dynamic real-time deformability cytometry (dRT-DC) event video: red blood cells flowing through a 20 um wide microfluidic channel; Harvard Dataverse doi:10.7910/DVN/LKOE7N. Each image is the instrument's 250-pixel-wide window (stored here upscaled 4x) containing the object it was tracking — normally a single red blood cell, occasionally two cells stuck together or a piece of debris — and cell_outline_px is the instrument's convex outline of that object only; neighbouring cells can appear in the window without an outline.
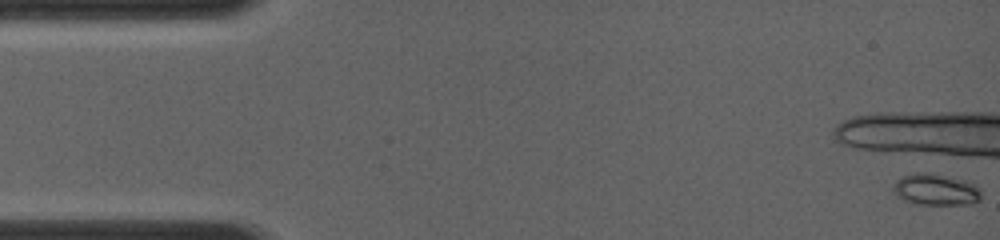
{"species": "common noctule bat (a hibernating species)", "species_latin": "Nyctalus noctula", "temperature_condition": "room temperature", "stored_images_in_passage": 5, "camera_frame_rate_fps": 4000, "um_per_image_px": 0.085, "animal": {"sex": "female", "body_mass_g": 19.0, "forearm_length_mm": 56.7}, "frame": {"image": 1, "passage_image": 1, "time_ms": 0.0, "image_size_px": [1000, 240], "cell_outline_px": [[980, 200], [972, 204], [912, 204], [896, 196], [892, 192], [892, 188], [896, 180], [904, 176], [924, 168], [968, 180], [976, 184], [980, 192]], "centroid_in_image_um": [79.52, 16.05], "position_along_channel_um": 5.5, "area_um2": 17.11}}